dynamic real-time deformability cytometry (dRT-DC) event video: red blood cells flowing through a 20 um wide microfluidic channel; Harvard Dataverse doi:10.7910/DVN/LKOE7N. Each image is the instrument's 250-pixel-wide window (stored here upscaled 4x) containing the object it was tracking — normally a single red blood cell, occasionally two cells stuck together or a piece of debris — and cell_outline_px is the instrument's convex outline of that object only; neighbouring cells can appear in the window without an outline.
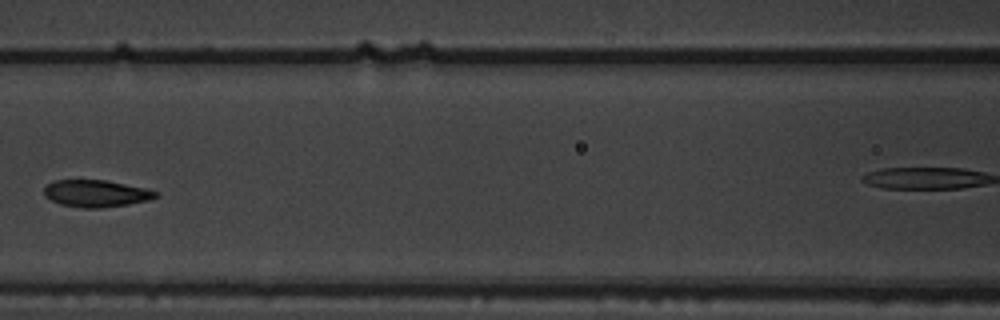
{"species": "common noctule bat (a hibernating species)", "species_latin": "Nyctalus noctula", "temperature_condition": "warm", "stored_images_in_passage": 10, "segment_of_instrument_passage": [1, 2], "camera_frame_rate_fps": 3000, "um_per_image_px": 0.085, "animal": {"sex": "male", "body_mass_g": 19.5, "forearm_length_mm": 54.6}, "frame": {"image": 1, "passage_image": 5, "time_ms": 1.333, "image_size_px": [1000, 320], "cell_outline_px": [[160, 196], [148, 200], [128, 204], [100, 208], [80, 208], [60, 204], [44, 196], [44, 188], [52, 180], [104, 180], [144, 188], [160, 192]], "centroid_in_image_um": [8.16, 16.45], "position_along_channel_um": 158.4, "area_um2": 17.57}}
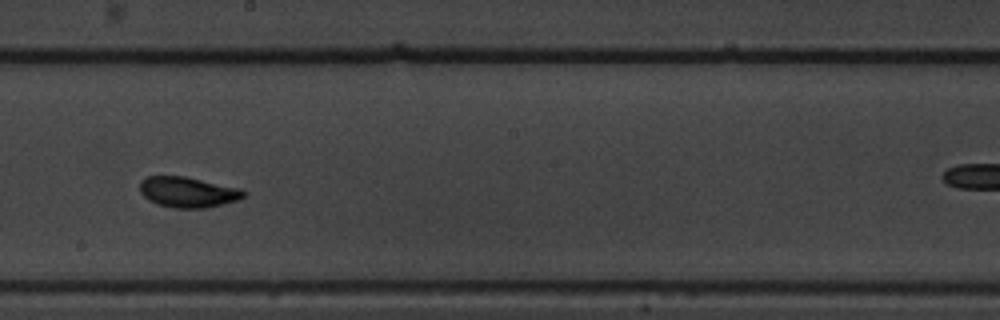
{"frame": {"image": 2, "passage_image": 7, "time_ms": 2.0, "image_size_px": [1000, 320], "cell_outline_px": [[248, 192], [240, 200], [204, 208], [172, 208], [156, 204], [148, 200], [140, 192], [140, 180], [148, 176], [184, 176], [240, 188]], "centroid_in_image_um": [15.97, 16.33], "position_along_channel_um": 232.2, "area_um2": 18.61}}
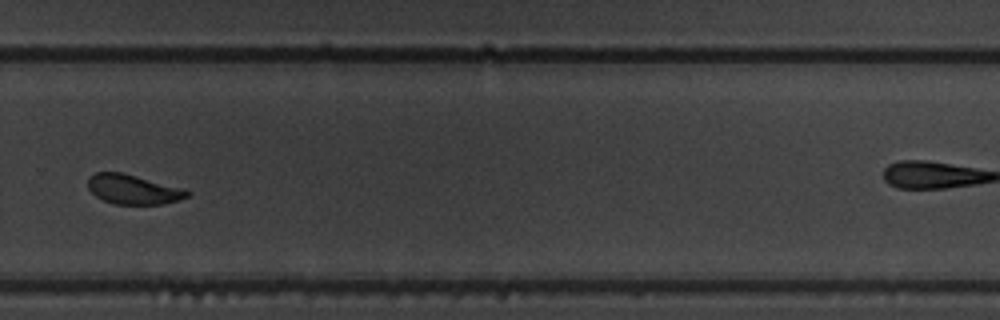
{"frame": {"image": 3, "passage_image": 9, "time_ms": 2.667, "image_size_px": [1000, 320], "cell_outline_px": [[192, 192], [188, 196], [164, 204], [112, 204], [96, 196], [88, 188], [88, 176], [96, 172], [124, 172], [184, 188]], "centroid_in_image_um": [11.32, 16.08], "position_along_channel_um": 318.5, "area_um2": 17.28}}